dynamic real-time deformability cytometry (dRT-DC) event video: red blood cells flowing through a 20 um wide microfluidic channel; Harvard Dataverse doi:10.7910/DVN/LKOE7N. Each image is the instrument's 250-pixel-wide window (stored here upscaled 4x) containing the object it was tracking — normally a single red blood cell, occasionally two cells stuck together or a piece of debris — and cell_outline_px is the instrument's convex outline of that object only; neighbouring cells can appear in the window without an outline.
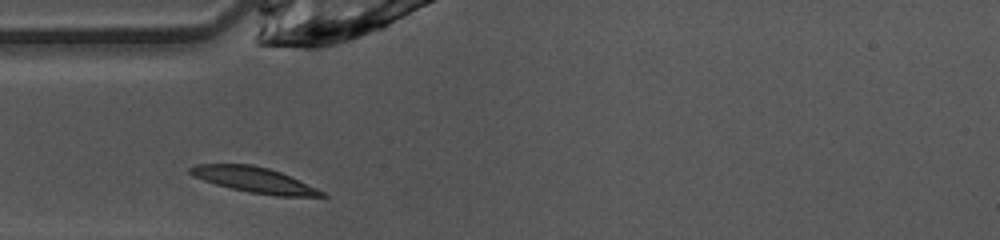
{"species": "common noctule bat (a hibernating species)", "species_latin": "Nyctalus noctula", "temperature_condition": "warm", "stored_images_in_passage": 25, "camera_frame_rate_fps": 3000, "um_per_image_px": 0.085, "animal": {"sex": "female", "body_mass_g": 10.0, "forearm_length_mm": 53.1}, "frame": {"image": 1, "passage_image": 1, "time_ms": 0.0, "image_size_px": [1000, 240], "cell_outline_px": [[328, 196], [276, 196], [248, 192], [216, 184], [204, 180], [188, 172], [188, 168], [196, 164], [252, 164], [268, 168], [280, 172], [316, 188], [324, 192]], "centroid_in_image_um": [21.59, 15.28], "position_along_channel_um": 63.4, "area_um2": 19.19}}
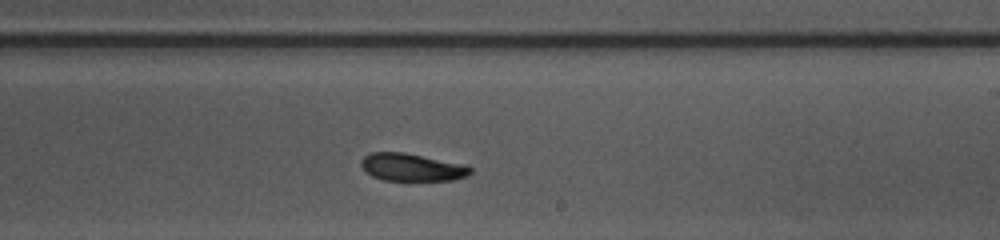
{"frame": {"image": 2, "passage_image": 15, "time_ms": 4.667, "image_size_px": [1000, 240], "cell_outline_px": [[472, 172], [468, 176], [452, 180], [384, 180], [372, 176], [360, 164], [360, 160], [364, 156], [372, 152], [404, 152], [456, 164], [472, 168]], "centroid_in_image_um": [34.95, 14.22], "position_along_channel_um": 254.1, "area_um2": 17.05}}
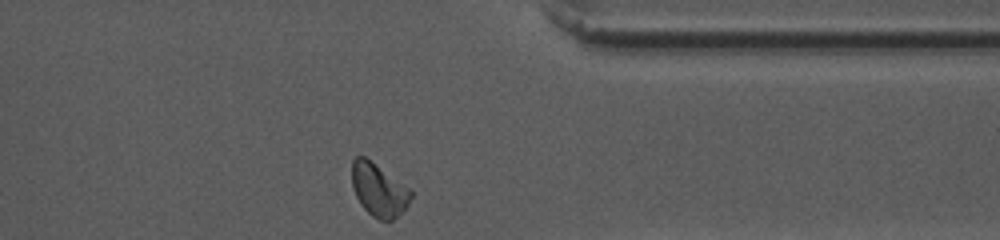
{"frame": {"image": 3, "passage_image": 25, "time_ms": 8.0, "image_size_px": [1000, 240], "cell_outline_px": [[412, 196], [408, 204], [392, 220], [380, 220], [372, 216], [360, 204], [356, 196], [352, 184], [352, 160], [356, 156], [364, 156], [408, 188], [412, 192]], "centroid_in_image_um": [32.16, 16.14], "position_along_channel_um": 379.2, "area_um2": 17.69}, "authors_computed_cell_mechanics": {"area_um2": 18.4382, "velocity_mm_per_s": 4.0695, "shape_relaxation_time_tau1_ms": 2.3322, "shape_relaxation_time_tau2_ms": 1.9584, "deformation_change_tau1": 0.1069, "deformation_change_tau2": 0.0675}}